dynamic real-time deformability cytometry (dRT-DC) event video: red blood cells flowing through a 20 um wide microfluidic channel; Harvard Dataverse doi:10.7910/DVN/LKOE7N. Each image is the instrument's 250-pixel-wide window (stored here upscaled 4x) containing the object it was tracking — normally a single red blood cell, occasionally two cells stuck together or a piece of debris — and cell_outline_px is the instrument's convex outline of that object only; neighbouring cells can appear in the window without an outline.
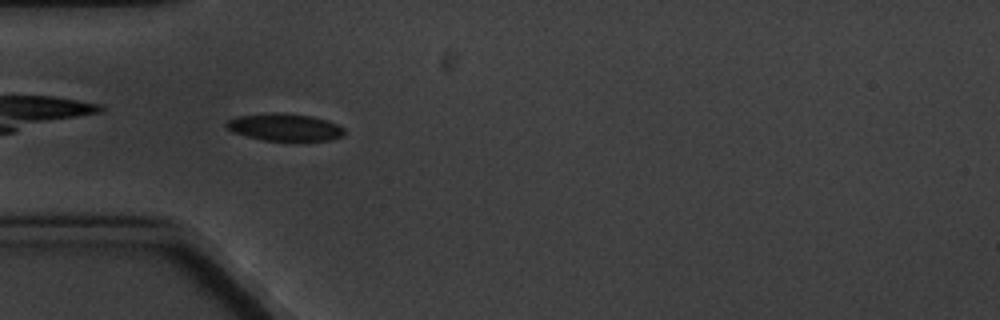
{"species": "common noctule bat (a hibernating species)", "species_latin": "Nyctalus noctula", "temperature_condition": "cold", "stored_images_in_passage": 7, "camera_frame_rate_fps": 3000, "um_per_image_px": 0.085, "animal": {"sex": "male", "body_mass_g": 20.1, "forearm_length_mm": 53.5}, "frame": {"image": 1, "passage_image": 5, "time_ms": 4.667, "image_size_px": [1000, 320], "cell_outline_px": [[344, 136], [332, 140], [264, 140], [232, 132], [224, 124], [228, 120], [236, 116], [272, 112], [312, 116], [328, 120], [344, 128]], "centroid_in_image_um": [24.2, 10.8], "position_along_channel_um": 60.8, "area_um2": 18.67}}